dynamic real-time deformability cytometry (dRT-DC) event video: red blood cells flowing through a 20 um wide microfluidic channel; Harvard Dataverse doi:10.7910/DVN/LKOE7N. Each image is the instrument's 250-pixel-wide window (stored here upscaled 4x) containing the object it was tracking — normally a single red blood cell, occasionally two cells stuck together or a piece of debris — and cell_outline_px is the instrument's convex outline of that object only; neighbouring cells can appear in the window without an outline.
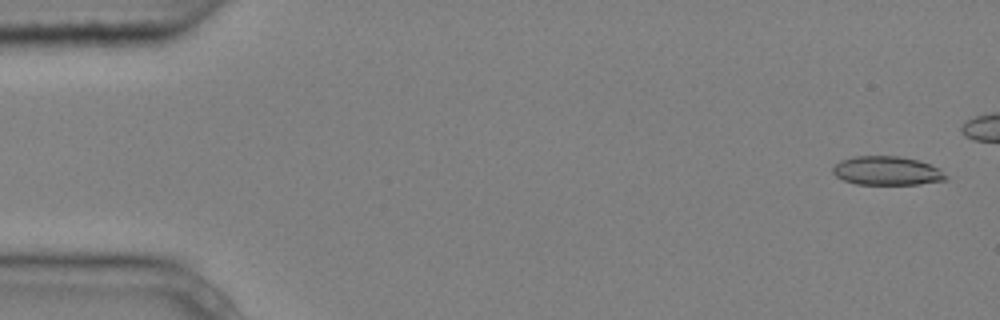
{"species": "common noctule bat (a hibernating species)", "species_latin": "Nyctalus noctula", "temperature_condition": "cold", "stored_images_in_passage": 4, "segment_of_instrument_passage": [2, 2], "camera_frame_rate_fps": 3000, "um_per_image_px": 0.085, "animal": {"sex": "male", "body_mass_g": 20.4}, "frame": {"image": 1, "passage_image": 4, "time_ms": 1.0, "image_size_px": [1000, 320], "cell_outline_px": [[948, 180], [920, 184], [856, 184], [844, 180], [836, 176], [832, 172], [832, 168], [840, 160], [852, 156], [900, 156], [916, 160], [928, 164], [936, 168], [948, 176]], "centroid_in_image_um": [75.36, 14.52], "position_along_channel_um": 9.6, "area_um2": 18.9}}